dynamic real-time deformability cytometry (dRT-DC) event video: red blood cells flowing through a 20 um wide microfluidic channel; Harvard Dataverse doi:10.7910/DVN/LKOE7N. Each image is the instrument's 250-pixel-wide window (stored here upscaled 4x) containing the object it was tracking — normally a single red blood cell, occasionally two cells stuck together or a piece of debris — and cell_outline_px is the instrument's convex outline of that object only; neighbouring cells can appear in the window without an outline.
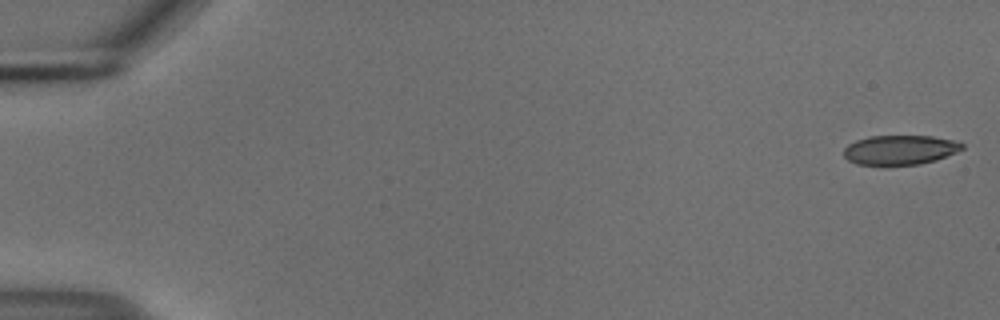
{"species": "common noctule bat (a hibernating species)", "species_latin": "Nyctalus noctula", "temperature_condition": "cold", "stored_images_in_passage": 54, "camera_frame_rate_fps": 3000, "um_per_image_px": 0.085, "animal": {"sex": "male", "body_mass_g": 18.8}, "frame": {"image": 1, "passage_image": 1, "time_ms": 0.0, "image_size_px": [1000, 320], "cell_outline_px": [[964, 148], [956, 152], [936, 160], [920, 164], [856, 164], [848, 160], [844, 156], [844, 148], [848, 144], [856, 140], [868, 136], [932, 136], [952, 140], [964, 144]], "centroid_in_image_um": [76.49, 12.73], "position_along_channel_um": 8.5, "area_um2": 20.17}}
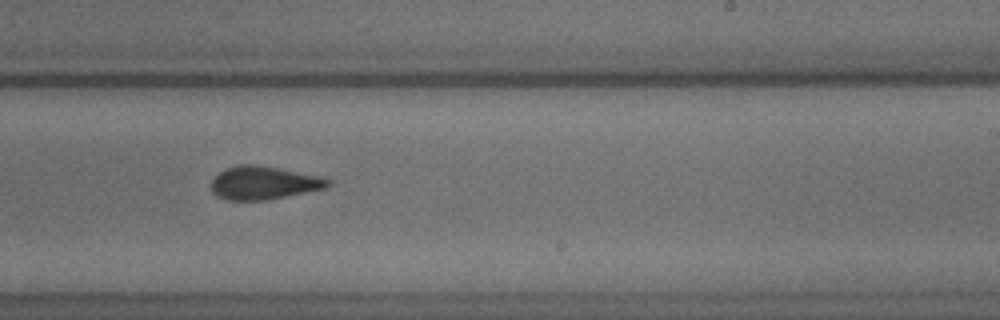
{"frame": {"image": 2, "passage_image": 34, "time_ms": 11.0, "image_size_px": [1000, 320], "cell_outline_px": [[332, 180], [328, 188], [268, 200], [224, 200], [216, 196], [212, 192], [212, 180], [224, 168], [236, 164], [256, 164], [324, 176]], "centroid_in_image_um": [22.45, 15.54], "position_along_channel_um": 266.5, "area_um2": 23.06}}
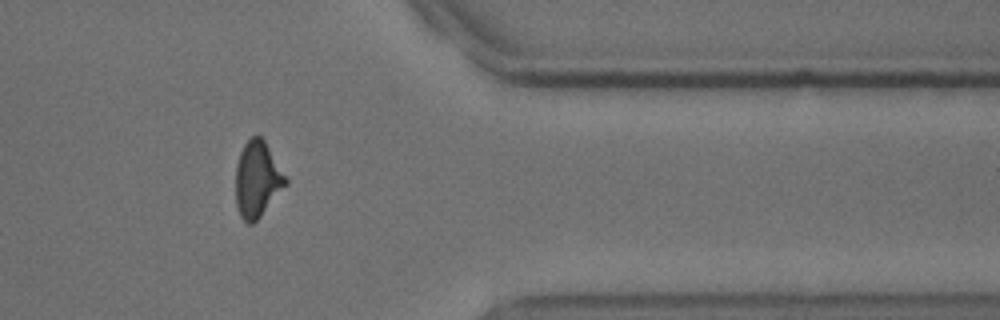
{"frame": {"image": 3, "passage_image": 45, "time_ms": 14.667, "image_size_px": [1000, 320], "cell_outline_px": [[288, 184], [260, 216], [252, 224], [248, 224], [240, 216], [236, 204], [236, 164], [240, 152], [244, 144], [252, 136], [260, 136], [264, 140], [288, 180]], "centroid_in_image_um": [21.87, 15.25], "position_along_channel_um": 389.5, "area_um2": 21.91}, "authors_computed_cell_mechanics": {"area_um2": 22.4553, "velocity_mm_per_s": 3.7349, "shape_relaxation_time_tau1_ms": 4.7509, "shape_relaxation_time_tau2_ms": 2.703, "deformation_change_tau1": 0.1604, "deformation_change_tau2": 0.0945}}